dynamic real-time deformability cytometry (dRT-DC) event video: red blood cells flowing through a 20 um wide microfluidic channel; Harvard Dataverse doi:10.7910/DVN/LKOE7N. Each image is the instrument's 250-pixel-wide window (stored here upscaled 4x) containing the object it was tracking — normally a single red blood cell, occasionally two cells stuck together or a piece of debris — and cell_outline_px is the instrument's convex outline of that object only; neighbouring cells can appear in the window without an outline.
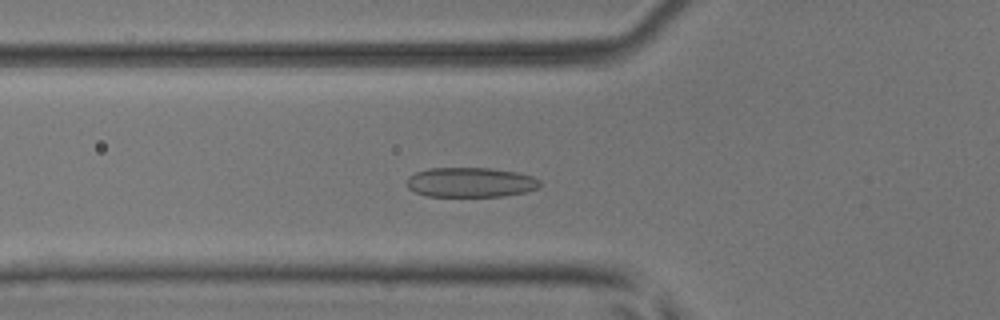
{"species": "common noctule bat (a hibernating species)", "species_latin": "Nyctalus noctula", "temperature_condition": "room temperature", "stored_images_in_passage": 54, "camera_frame_rate_fps": 3000, "um_per_image_px": 0.085, "animal": {"sex": "male", "body_mass_g": 17.9, "forearm_length_mm": 54.2}, "frame": {"image": 1, "passage_image": 20, "time_ms": 6.333, "image_size_px": [1000, 320], "cell_outline_px": [[540, 184], [536, 188], [524, 192], [504, 196], [428, 196], [416, 192], [408, 188], [408, 176], [416, 172], [428, 168], [488, 168], [516, 172], [532, 176], [540, 180]], "centroid_in_image_um": [39.98, 15.49], "position_along_channel_um": 85.8, "area_um2": 22.89}}
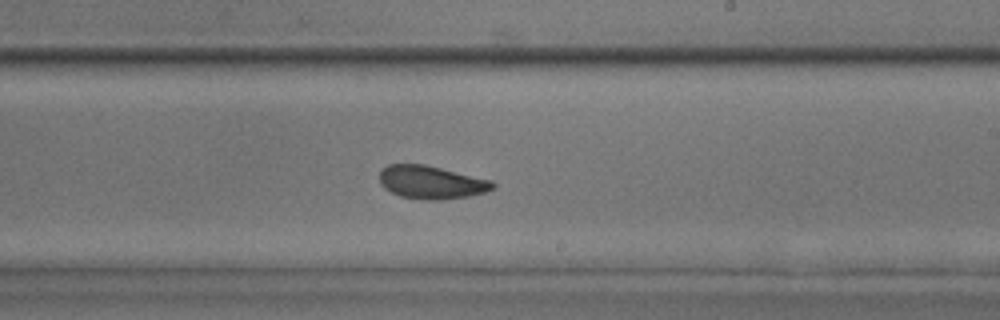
{"frame": {"image": 2, "passage_image": 33, "time_ms": 10.667, "image_size_px": [1000, 320], "cell_outline_px": [[496, 188], [484, 192], [468, 196], [440, 200], [424, 200], [400, 196], [384, 188], [380, 184], [380, 172], [388, 164], [424, 164], [492, 180], [496, 184]], "centroid_in_image_um": [36.67, 15.5], "position_along_channel_um": 252.3, "area_um2": 21.85}}
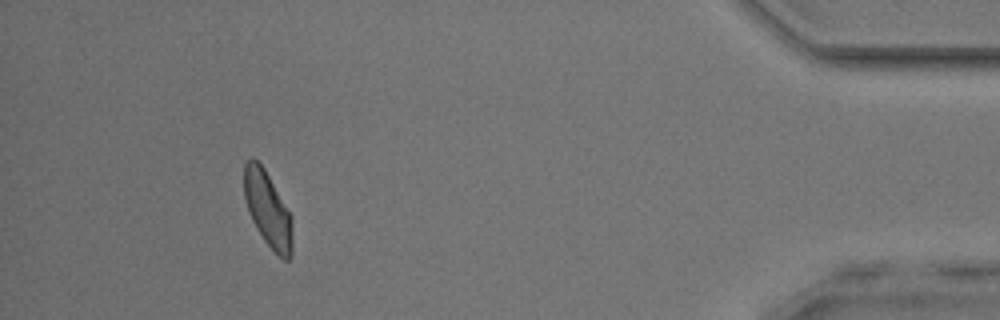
{"frame": {"image": 3, "passage_image": 50, "time_ms": 16.333, "image_size_px": [1000, 320], "cell_outline_px": [[292, 256], [288, 260], [284, 260], [264, 240], [256, 228], [248, 212], [244, 196], [244, 164], [252, 156], [264, 168], [292, 216]], "centroid_in_image_um": [22.76, 17.78], "position_along_channel_um": 412.4, "area_um2": 21.1}, "authors_computed_cell_mechanics": {"area_um2": 22.3108, "velocity_mm_per_s": 3.8601, "shape_relaxation_time_tau1_ms": 4.6762, "shape_relaxation_time_tau2_ms": 2.2371, "deformation_change_tau1": 0.1238, "deformation_change_tau2": 0.0749}}